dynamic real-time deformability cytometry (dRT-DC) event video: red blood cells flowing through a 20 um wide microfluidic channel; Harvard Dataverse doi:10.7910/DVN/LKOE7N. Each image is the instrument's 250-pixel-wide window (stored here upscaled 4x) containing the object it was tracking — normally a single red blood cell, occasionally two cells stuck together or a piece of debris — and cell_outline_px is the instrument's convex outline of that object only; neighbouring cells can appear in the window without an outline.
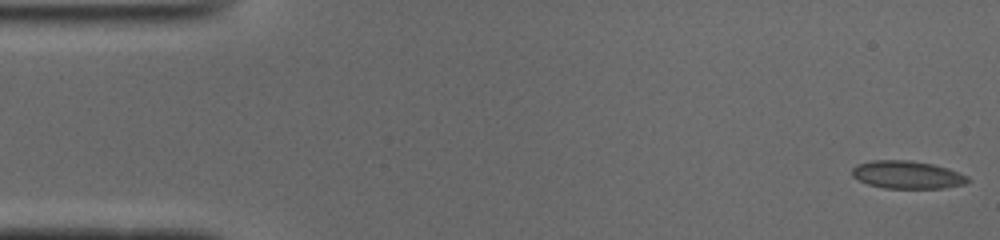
{"species": "common noctule bat (a hibernating species)", "species_latin": "Nyctalus noctula", "temperature_condition": "cold", "stored_images_in_passage": 51, "camera_frame_rate_fps": 3000, "um_per_image_px": 0.085, "animal": {"sex": "male", "body_mass_g": 19.0, "forearm_length_mm": 50.8}, "frame": {"image": 1, "passage_image": 1, "time_ms": 0.0, "image_size_px": [1000, 240], "cell_outline_px": [[972, 180], [964, 184], [944, 188], [884, 188], [868, 184], [852, 176], [852, 168], [856, 164], [872, 160], [908, 160], [932, 164], [948, 168], [968, 176]], "centroid_in_image_um": [77.12, 14.85], "position_along_channel_um": 7.9, "area_um2": 18.79}}
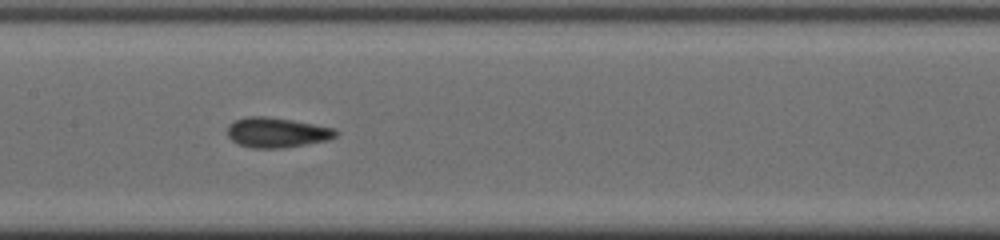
{"frame": {"image": 2, "passage_image": 24, "time_ms": 7.667, "image_size_px": [1000, 240], "cell_outline_px": [[340, 132], [336, 136], [328, 140], [284, 148], [252, 148], [240, 144], [232, 140], [228, 136], [228, 124], [236, 120], [248, 116], [264, 116], [292, 120], [336, 128]], "centroid_in_image_um": [23.56, 11.26], "position_along_channel_um": 183.8, "area_um2": 18.96}}
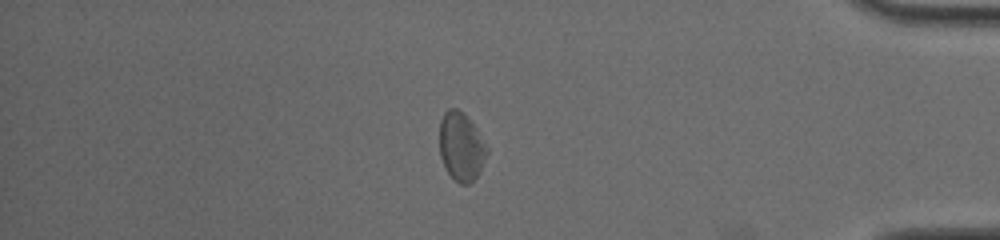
{"frame": {"image": 3, "passage_image": 43, "time_ms": 14.0, "image_size_px": [1000, 240], "cell_outline_px": [[488, 152], [480, 172], [468, 184], [460, 184], [448, 172], [440, 156], [440, 120], [444, 112], [448, 108], [456, 108], [476, 128], [488, 148]], "centroid_in_image_um": [39.2, 12.47], "position_along_channel_um": 396.0, "area_um2": 18.55}, "authors_computed_cell_mechanics": {"area_um2": 18.5538, "velocity_mm_per_s": 3.9158, "shape_relaxation_time_tau1_ms": 3.2897, "shape_relaxation_time_tau2_ms": 2.0084, "deformation_change_tau1": 0.1008, "deformation_change_tau2": 0.0805}}